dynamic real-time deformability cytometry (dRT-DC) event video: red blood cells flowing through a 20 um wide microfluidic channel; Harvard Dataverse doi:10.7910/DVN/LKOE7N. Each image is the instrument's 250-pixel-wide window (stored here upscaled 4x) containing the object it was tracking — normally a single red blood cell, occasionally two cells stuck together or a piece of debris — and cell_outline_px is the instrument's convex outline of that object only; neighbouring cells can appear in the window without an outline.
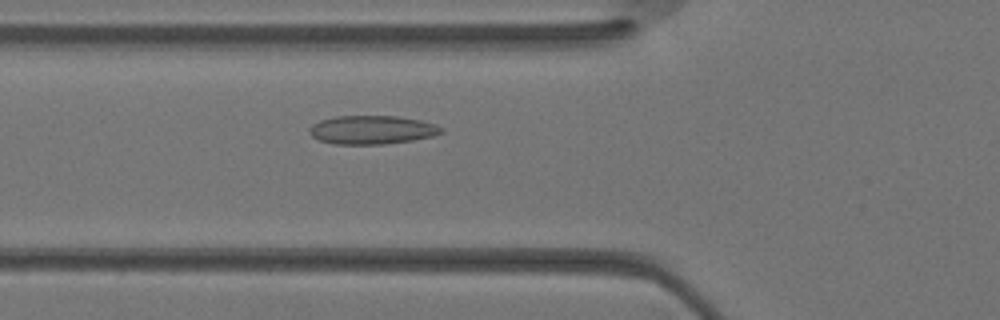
{"species": "Egyptian fruit bat (a non-hibernating species)", "species_latin": "Rousettus aegyptiacus", "temperature_condition": "warm", "stored_images_in_passage": 34, "camera_frame_rate_fps": 3000, "um_per_image_px": 0.085, "animal": {"sex": "female"}, "frame": {"image": 1, "passage_image": 12, "time_ms": 3.667, "image_size_px": [1000, 320], "cell_outline_px": [[444, 132], [432, 136], [412, 140], [384, 144], [336, 144], [320, 140], [312, 136], [308, 132], [308, 128], [312, 124], [320, 120], [336, 116], [396, 116], [420, 120], [436, 124], [444, 128]], "centroid_in_image_um": [31.62, 11.03], "position_along_channel_um": 94.2, "area_um2": 22.02}}
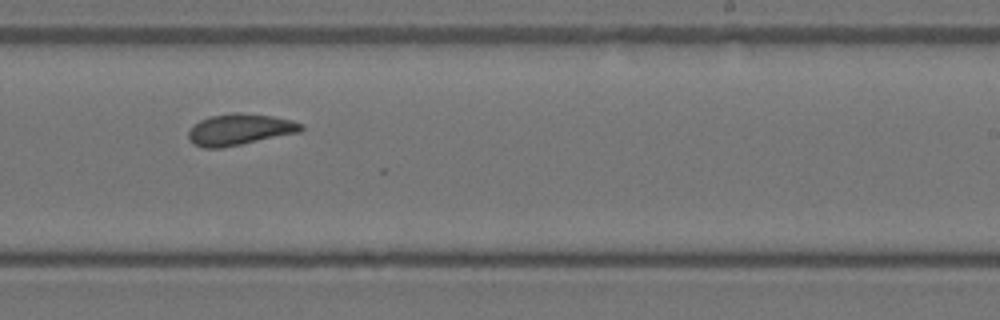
{"frame": {"image": 2, "passage_image": 21, "time_ms": 6.667, "image_size_px": [1000, 320], "cell_outline_px": [[304, 128], [300, 132], [220, 148], [204, 148], [192, 144], [188, 140], [188, 132], [192, 124], [208, 116], [232, 112], [240, 112], [272, 116], [292, 120], [304, 124]], "centroid_in_image_um": [20.33, 10.99], "position_along_channel_um": 268.7, "area_um2": 20.75}}
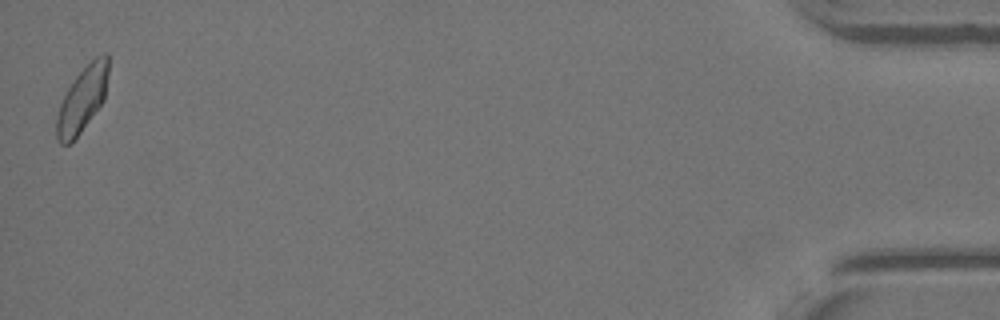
{"frame": {"image": 3, "passage_image": 34, "time_ms": 11.0, "image_size_px": [1000, 320], "cell_outline_px": [[108, 76], [104, 100], [72, 144], [60, 144], [56, 140], [56, 116], [60, 104], [68, 88], [76, 76], [96, 56], [104, 52], [108, 52]], "centroid_in_image_um": [6.99, 8.47], "position_along_channel_um": 428.2, "area_um2": 19.71}}